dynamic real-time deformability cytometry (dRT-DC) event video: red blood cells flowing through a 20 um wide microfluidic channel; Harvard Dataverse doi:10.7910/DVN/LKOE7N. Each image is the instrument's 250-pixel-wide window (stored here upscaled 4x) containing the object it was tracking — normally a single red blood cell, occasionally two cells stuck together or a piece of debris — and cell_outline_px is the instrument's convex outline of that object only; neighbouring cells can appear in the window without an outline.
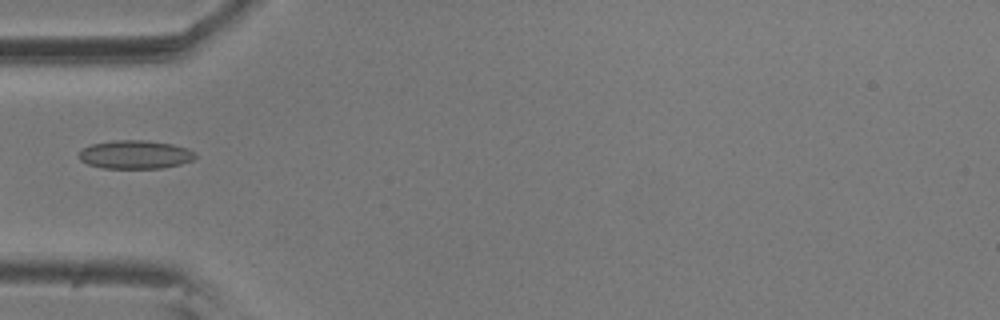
{"species": "common noctule bat (a hibernating species)", "species_latin": "Nyctalus noctula", "temperature_condition": "room temperature", "stored_images_in_passage": 3, "camera_frame_rate_fps": 3000, "um_per_image_px": 0.085, "animal": {"sex": "male", "body_mass_g": 20.5, "forearm_length_mm": 52.5}, "frame": {"image": 1, "passage_image": 3, "time_ms": 0.667, "image_size_px": [1000, 320], "cell_outline_px": [[196, 156], [192, 160], [180, 164], [160, 168], [100, 168], [88, 164], [80, 160], [80, 152], [84, 148], [92, 144], [112, 140], [144, 140], [172, 144], [188, 148], [196, 152]], "centroid_in_image_um": [11.51, 13.13], "position_along_channel_um": 73.5, "area_um2": 19.25}}